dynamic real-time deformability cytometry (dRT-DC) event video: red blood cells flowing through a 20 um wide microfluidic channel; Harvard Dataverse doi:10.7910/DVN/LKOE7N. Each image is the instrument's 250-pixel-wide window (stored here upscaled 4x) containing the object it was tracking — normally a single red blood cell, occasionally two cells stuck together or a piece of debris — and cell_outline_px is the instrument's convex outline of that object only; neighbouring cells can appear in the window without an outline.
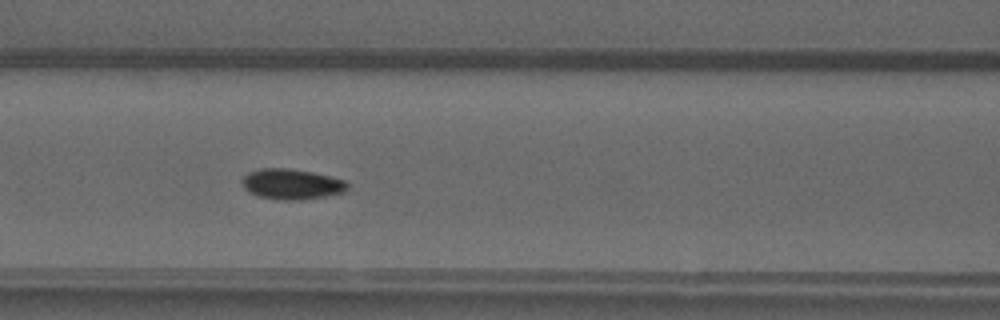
{"species": "common noctule bat (a hibernating species)", "species_latin": "Nyctalus noctula", "temperature_condition": "warm", "stored_images_in_passage": 33, "camera_frame_rate_fps": 3000, "um_per_image_px": 0.085, "animal": {"sex": "male", "forearm_length_mm": 52.5}, "frame": {"image": 1, "passage_image": 9, "time_ms": 2.667, "image_size_px": [1000, 320], "cell_outline_px": [[348, 188], [344, 192], [304, 200], [280, 200], [260, 196], [248, 192], [244, 188], [240, 180], [248, 172], [260, 168], [288, 168], [312, 172], [344, 180], [348, 184]], "centroid_in_image_um": [24.75, 15.65], "position_along_channel_um": 141.8, "area_um2": 18.73}}
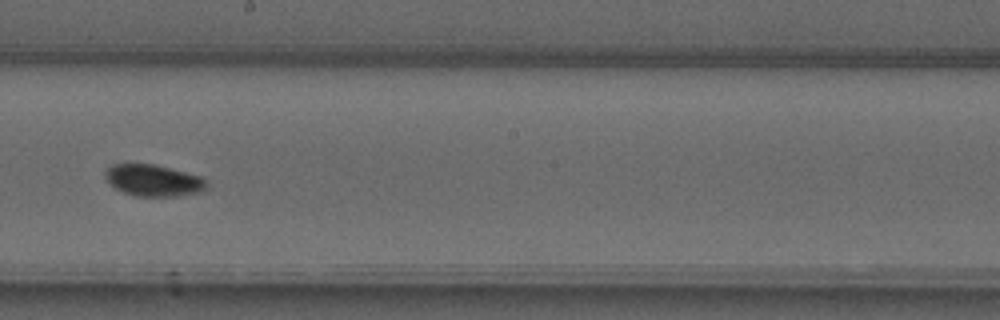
{"frame": {"image": 2, "passage_image": 16, "time_ms": 5.0, "image_size_px": [1000, 320], "cell_outline_px": [[208, 188], [200, 192], [176, 196], [136, 196], [124, 192], [108, 184], [104, 176], [104, 172], [112, 164], [152, 164], [204, 176], [208, 180]], "centroid_in_image_um": [13.08, 15.33], "position_along_channel_um": 235.1, "area_um2": 18.9}}
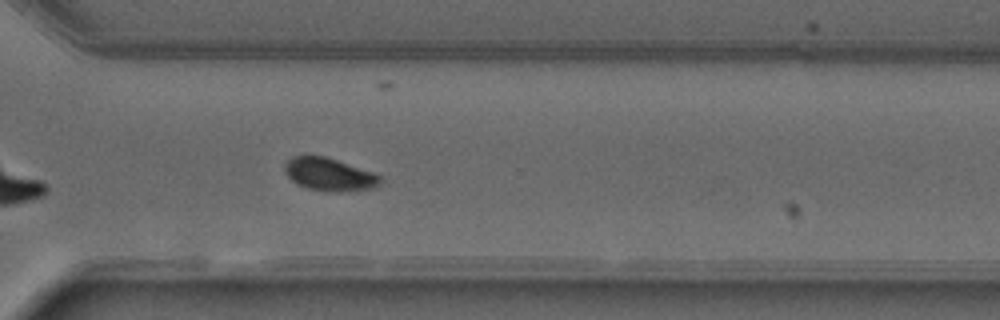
{"frame": {"image": 3, "passage_image": 24, "time_ms": 7.667, "image_size_px": [1000, 320], "cell_outline_px": [[380, 184], [376, 188], [348, 192], [332, 192], [304, 188], [296, 184], [284, 172], [284, 164], [292, 156], [324, 156], [376, 172], [380, 176]], "centroid_in_image_um": [28.02, 14.85], "position_along_channel_um": 342.6, "area_um2": 18.67}, "authors_computed_cell_mechanics": {"area_um2": 18.207, "velocity_mm_per_s": 4.0245, "shape_relaxation_time_tau1_ms": 4.5684, "shape_relaxation_time_tau2_ms": 0.3513, "deformation_change_tau1": 0.132, "deformation_change_tau2": 0.0371}}